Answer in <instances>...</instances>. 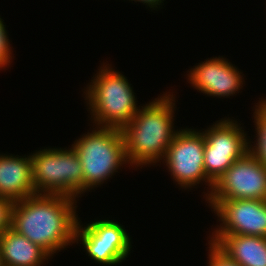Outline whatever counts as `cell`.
<instances>
[{
    "mask_svg": "<svg viewBox=\"0 0 266 266\" xmlns=\"http://www.w3.org/2000/svg\"><path fill=\"white\" fill-rule=\"evenodd\" d=\"M77 207V200L69 196L31 195L14 202L11 228L52 257L75 243V230L80 219Z\"/></svg>",
    "mask_w": 266,
    "mask_h": 266,
    "instance_id": "cell-1",
    "label": "cell"
},
{
    "mask_svg": "<svg viewBox=\"0 0 266 266\" xmlns=\"http://www.w3.org/2000/svg\"><path fill=\"white\" fill-rule=\"evenodd\" d=\"M174 92H166L141 106L122 129L127 162L141 168L162 161L175 134L176 109ZM161 160V161H160Z\"/></svg>",
    "mask_w": 266,
    "mask_h": 266,
    "instance_id": "cell-2",
    "label": "cell"
},
{
    "mask_svg": "<svg viewBox=\"0 0 266 266\" xmlns=\"http://www.w3.org/2000/svg\"><path fill=\"white\" fill-rule=\"evenodd\" d=\"M111 66L107 63L100 66L83 91L84 100H87L93 127L96 125L122 129L141 107L137 106L132 84Z\"/></svg>",
    "mask_w": 266,
    "mask_h": 266,
    "instance_id": "cell-3",
    "label": "cell"
},
{
    "mask_svg": "<svg viewBox=\"0 0 266 266\" xmlns=\"http://www.w3.org/2000/svg\"><path fill=\"white\" fill-rule=\"evenodd\" d=\"M83 170L84 193L101 186L128 164L121 129L96 126L71 145Z\"/></svg>",
    "mask_w": 266,
    "mask_h": 266,
    "instance_id": "cell-4",
    "label": "cell"
},
{
    "mask_svg": "<svg viewBox=\"0 0 266 266\" xmlns=\"http://www.w3.org/2000/svg\"><path fill=\"white\" fill-rule=\"evenodd\" d=\"M47 148L31 153L36 194L81 197L84 194L83 170L77 153L72 147Z\"/></svg>",
    "mask_w": 266,
    "mask_h": 266,
    "instance_id": "cell-5",
    "label": "cell"
},
{
    "mask_svg": "<svg viewBox=\"0 0 266 266\" xmlns=\"http://www.w3.org/2000/svg\"><path fill=\"white\" fill-rule=\"evenodd\" d=\"M204 135L196 129H180L175 134L163 158L169 174L181 188L191 189L203 182L208 186L207 193L211 192L213 182L206 176L204 169ZM210 190V191H209Z\"/></svg>",
    "mask_w": 266,
    "mask_h": 266,
    "instance_id": "cell-6",
    "label": "cell"
},
{
    "mask_svg": "<svg viewBox=\"0 0 266 266\" xmlns=\"http://www.w3.org/2000/svg\"><path fill=\"white\" fill-rule=\"evenodd\" d=\"M237 120L222 118L203 131L204 169L214 183L237 159L249 152V139Z\"/></svg>",
    "mask_w": 266,
    "mask_h": 266,
    "instance_id": "cell-7",
    "label": "cell"
},
{
    "mask_svg": "<svg viewBox=\"0 0 266 266\" xmlns=\"http://www.w3.org/2000/svg\"><path fill=\"white\" fill-rule=\"evenodd\" d=\"M78 220L75 230L76 244L83 245L86 254L102 265H117L131 251V237L125 228L114 220H96L81 225Z\"/></svg>",
    "mask_w": 266,
    "mask_h": 266,
    "instance_id": "cell-8",
    "label": "cell"
},
{
    "mask_svg": "<svg viewBox=\"0 0 266 266\" xmlns=\"http://www.w3.org/2000/svg\"><path fill=\"white\" fill-rule=\"evenodd\" d=\"M206 199L266 200V166L247 152L218 177Z\"/></svg>",
    "mask_w": 266,
    "mask_h": 266,
    "instance_id": "cell-9",
    "label": "cell"
},
{
    "mask_svg": "<svg viewBox=\"0 0 266 266\" xmlns=\"http://www.w3.org/2000/svg\"><path fill=\"white\" fill-rule=\"evenodd\" d=\"M218 216L212 234L266 237V200L205 199Z\"/></svg>",
    "mask_w": 266,
    "mask_h": 266,
    "instance_id": "cell-10",
    "label": "cell"
},
{
    "mask_svg": "<svg viewBox=\"0 0 266 266\" xmlns=\"http://www.w3.org/2000/svg\"><path fill=\"white\" fill-rule=\"evenodd\" d=\"M188 72V83L192 87L216 98L234 96L245 84L244 74L223 56L206 59Z\"/></svg>",
    "mask_w": 266,
    "mask_h": 266,
    "instance_id": "cell-11",
    "label": "cell"
},
{
    "mask_svg": "<svg viewBox=\"0 0 266 266\" xmlns=\"http://www.w3.org/2000/svg\"><path fill=\"white\" fill-rule=\"evenodd\" d=\"M35 194L31 154H0V196L15 202Z\"/></svg>",
    "mask_w": 266,
    "mask_h": 266,
    "instance_id": "cell-12",
    "label": "cell"
},
{
    "mask_svg": "<svg viewBox=\"0 0 266 266\" xmlns=\"http://www.w3.org/2000/svg\"><path fill=\"white\" fill-rule=\"evenodd\" d=\"M209 237L240 266H266V237L237 234H212Z\"/></svg>",
    "mask_w": 266,
    "mask_h": 266,
    "instance_id": "cell-13",
    "label": "cell"
},
{
    "mask_svg": "<svg viewBox=\"0 0 266 266\" xmlns=\"http://www.w3.org/2000/svg\"><path fill=\"white\" fill-rule=\"evenodd\" d=\"M0 248L4 266H41L51 257L13 228L0 235Z\"/></svg>",
    "mask_w": 266,
    "mask_h": 266,
    "instance_id": "cell-14",
    "label": "cell"
},
{
    "mask_svg": "<svg viewBox=\"0 0 266 266\" xmlns=\"http://www.w3.org/2000/svg\"><path fill=\"white\" fill-rule=\"evenodd\" d=\"M256 104L253 113V122L255 123L254 127L257 135L255 137L257 138H255L256 140L254 142L251 139L249 140V152L266 166V99L261 98Z\"/></svg>",
    "mask_w": 266,
    "mask_h": 266,
    "instance_id": "cell-15",
    "label": "cell"
},
{
    "mask_svg": "<svg viewBox=\"0 0 266 266\" xmlns=\"http://www.w3.org/2000/svg\"><path fill=\"white\" fill-rule=\"evenodd\" d=\"M4 20L0 17V69L4 70L12 63V47Z\"/></svg>",
    "mask_w": 266,
    "mask_h": 266,
    "instance_id": "cell-16",
    "label": "cell"
},
{
    "mask_svg": "<svg viewBox=\"0 0 266 266\" xmlns=\"http://www.w3.org/2000/svg\"><path fill=\"white\" fill-rule=\"evenodd\" d=\"M208 266H240L235 260L225 254L215 243L208 240Z\"/></svg>",
    "mask_w": 266,
    "mask_h": 266,
    "instance_id": "cell-17",
    "label": "cell"
},
{
    "mask_svg": "<svg viewBox=\"0 0 266 266\" xmlns=\"http://www.w3.org/2000/svg\"><path fill=\"white\" fill-rule=\"evenodd\" d=\"M13 205V200L0 196V235L11 228Z\"/></svg>",
    "mask_w": 266,
    "mask_h": 266,
    "instance_id": "cell-18",
    "label": "cell"
},
{
    "mask_svg": "<svg viewBox=\"0 0 266 266\" xmlns=\"http://www.w3.org/2000/svg\"><path fill=\"white\" fill-rule=\"evenodd\" d=\"M131 1L143 3L145 4V6L147 5V7H150V9L152 8V10H155L157 8H160V5L162 6L161 3H163L164 0H131Z\"/></svg>",
    "mask_w": 266,
    "mask_h": 266,
    "instance_id": "cell-19",
    "label": "cell"
},
{
    "mask_svg": "<svg viewBox=\"0 0 266 266\" xmlns=\"http://www.w3.org/2000/svg\"><path fill=\"white\" fill-rule=\"evenodd\" d=\"M0 266H4L2 262L1 248H0Z\"/></svg>",
    "mask_w": 266,
    "mask_h": 266,
    "instance_id": "cell-20",
    "label": "cell"
}]
</instances>
